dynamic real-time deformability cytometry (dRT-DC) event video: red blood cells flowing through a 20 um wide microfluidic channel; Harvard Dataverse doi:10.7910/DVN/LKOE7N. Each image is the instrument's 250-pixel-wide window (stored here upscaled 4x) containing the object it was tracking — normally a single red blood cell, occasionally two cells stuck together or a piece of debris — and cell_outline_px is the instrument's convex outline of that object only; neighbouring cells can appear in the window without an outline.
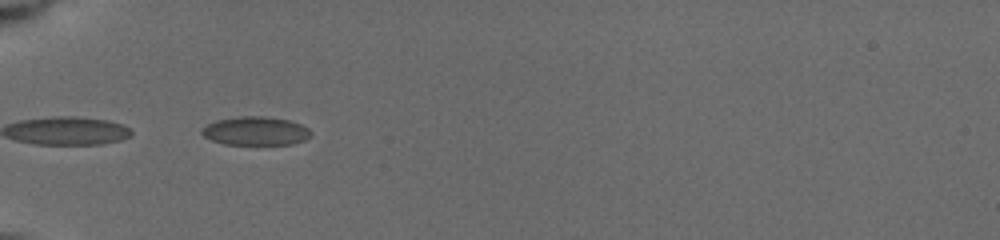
{"species": "common noctule bat (a hibernating species)", "species_latin": "Nyctalus noctula", "temperature_condition": "cold", "stored_images_in_passage": 28, "segment_of_instrument_passage": [2, 2], "camera_frame_rate_fps": 3000, "um_per_image_px": 0.085, "animal": {"sex": "female", "body_mass_g": 19.5, "forearm_length_mm": 54.1}, "frame": {"image": 1, "passage_image": 14, "time_ms": 6.0, "image_size_px": [1000, 240], "cell_outline_px": [[312, 136], [304, 140], [292, 144], [224, 144], [212, 140], [204, 136], [200, 132], [200, 128], [216, 120], [240, 116], [264, 116], [288, 120], [300, 124], [308, 128], [312, 132]], "centroid_in_image_um": [21.72, 11.13], "position_along_channel_um": 63.3, "area_um2": 18.21}}
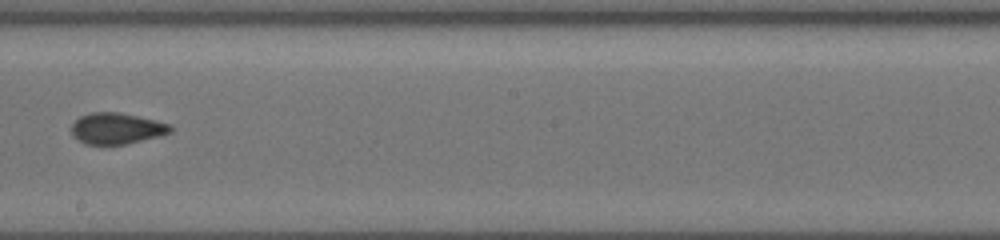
{"frame": {"image": 2, "passage_image": 24, "time_ms": 10.667, "image_size_px": [1000, 240], "cell_outline_px": [[172, 132], [160, 136], [124, 144], [84, 144], [72, 136], [72, 124], [80, 116], [92, 112], [116, 112], [156, 120], [172, 124]], "centroid_in_image_um": [9.92, 10.92], "position_along_channel_um": 238.3, "area_um2": 17.92}}
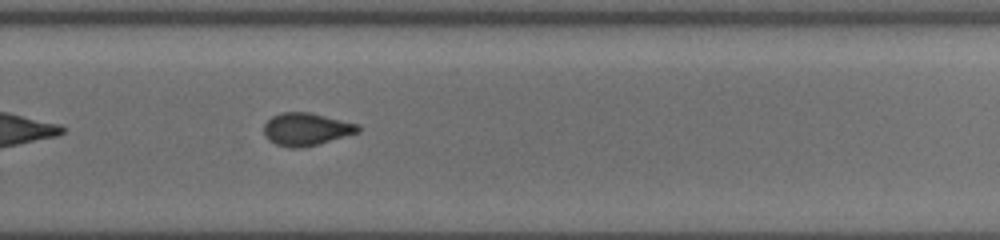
{"frame": {"image": 3, "passage_image": 28, "time_ms": 12.333, "image_size_px": [1000, 240], "cell_outline_px": [[360, 132], [316, 144], [300, 148], [292, 148], [276, 144], [268, 140], [264, 132], [264, 124], [272, 116], [280, 112], [308, 112], [360, 124]], "centroid_in_image_um": [26.03, 10.97], "position_along_channel_um": 303.8, "area_um2": 17.8}}